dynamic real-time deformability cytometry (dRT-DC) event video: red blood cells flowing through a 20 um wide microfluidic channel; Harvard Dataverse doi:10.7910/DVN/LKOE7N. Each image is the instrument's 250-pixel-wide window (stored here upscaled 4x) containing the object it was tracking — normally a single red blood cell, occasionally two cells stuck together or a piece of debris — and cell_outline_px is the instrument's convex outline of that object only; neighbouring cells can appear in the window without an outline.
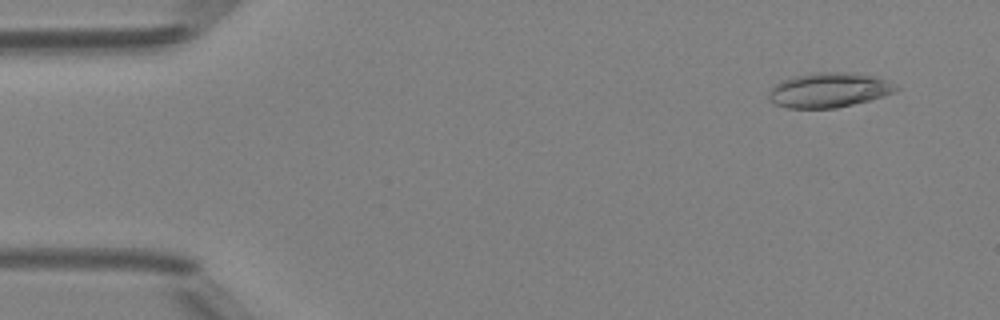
{"species": "Egyptian fruit bat (a non-hibernating species)", "species_latin": "Rousettus aegyptiacus", "temperature_condition": "room temperature", "stored_images_in_passage": 49, "camera_frame_rate_fps": 3000, "um_per_image_px": 0.085, "animal": {"sex": "female"}, "frame": {"image": 1, "passage_image": 4, "time_ms": 1.0, "image_size_px": [1000, 320], "cell_outline_px": [[900, 88], [896, 92], [868, 100], [836, 108], [788, 108], [776, 104], [768, 96], [768, 92], [776, 84], [784, 80], [796, 76], [812, 72], [848, 72], [872, 76], [888, 80]], "centroid_in_image_um": [70.48, 7.65], "position_along_channel_um": 14.5, "area_um2": 25.49}}
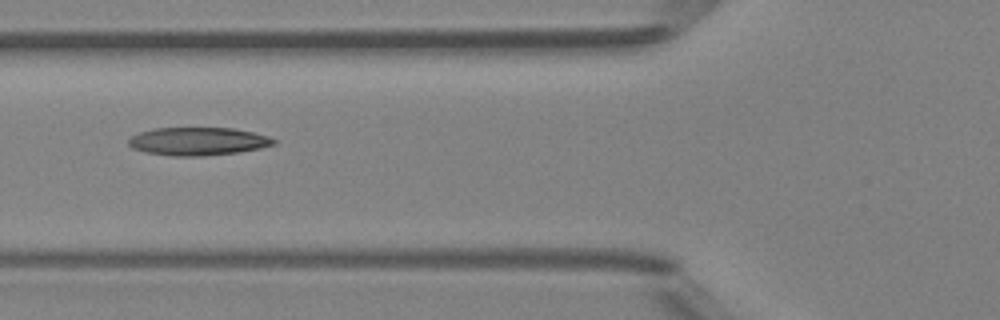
{"frame": {"image": 2, "passage_image": 19, "time_ms": 6.0, "image_size_px": [1000, 320], "cell_outline_px": [[276, 144], [260, 148], [240, 152], [204, 156], [172, 156], [144, 152], [132, 148], [128, 144], [128, 140], [132, 136], [140, 132], [156, 128], [232, 128], [252, 132], [268, 136], [276, 140]], "centroid_in_image_um": [16.83, 12.02], "position_along_channel_um": 109.0, "area_um2": 23.76}}
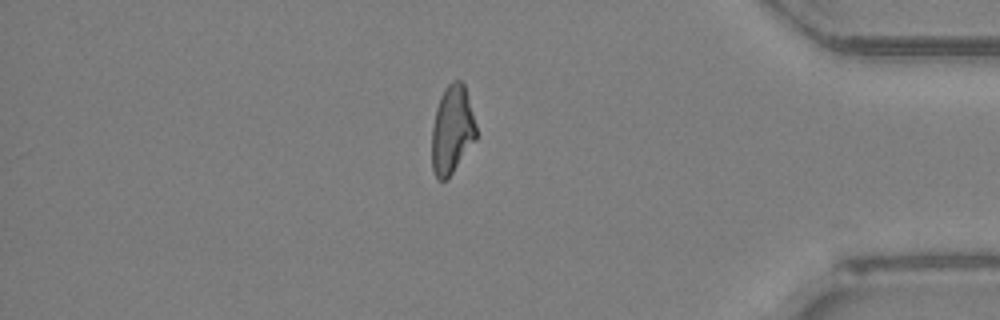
{"frame": {"image": 3, "passage_image": 42, "time_ms": 13.667, "image_size_px": [1000, 320], "cell_outline_px": [[476, 140], [452, 172], [444, 180], [440, 180], [436, 176], [432, 168], [432, 128], [436, 108], [440, 96], [444, 88], [452, 80], [460, 80], [464, 84], [476, 124]], "centroid_in_image_um": [38.42, 11.0], "position_along_channel_um": 396.8, "area_um2": 22.66}, "authors_computed_cell_mechanics": {"area_um2": 23.4668, "velocity_mm_per_s": 4.1841, "shape_relaxation_time_tau1_ms": null, "shape_relaxation_time_tau2_ms": 3.06, "deformation_change_tau1": null, "deformation_change_tau2": 0.1069}}